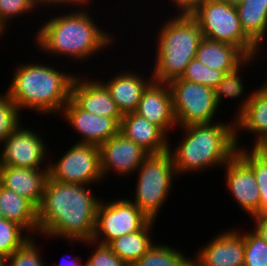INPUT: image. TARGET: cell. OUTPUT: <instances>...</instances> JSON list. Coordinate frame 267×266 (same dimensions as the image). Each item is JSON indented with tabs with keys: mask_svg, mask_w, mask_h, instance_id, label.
<instances>
[{
	"mask_svg": "<svg viewBox=\"0 0 267 266\" xmlns=\"http://www.w3.org/2000/svg\"><path fill=\"white\" fill-rule=\"evenodd\" d=\"M90 186L48 178L37 207L39 237L65 241L92 240L101 198Z\"/></svg>",
	"mask_w": 267,
	"mask_h": 266,
	"instance_id": "cell-1",
	"label": "cell"
},
{
	"mask_svg": "<svg viewBox=\"0 0 267 266\" xmlns=\"http://www.w3.org/2000/svg\"><path fill=\"white\" fill-rule=\"evenodd\" d=\"M70 10H67L69 13L66 11L59 15L55 12L54 16L45 19L46 22L44 21L37 29L33 38L39 47L36 50L39 49L40 52L52 57L62 56L71 58L74 62L76 60L82 62L91 60L92 56L116 43L113 40L115 36L110 34V30L108 33L99 27L87 8L79 7L78 10L75 7Z\"/></svg>",
	"mask_w": 267,
	"mask_h": 266,
	"instance_id": "cell-2",
	"label": "cell"
},
{
	"mask_svg": "<svg viewBox=\"0 0 267 266\" xmlns=\"http://www.w3.org/2000/svg\"><path fill=\"white\" fill-rule=\"evenodd\" d=\"M232 120L179 126L182 134L178 145L170 144V139L168 145L178 177L223 168L237 154L235 119Z\"/></svg>",
	"mask_w": 267,
	"mask_h": 266,
	"instance_id": "cell-3",
	"label": "cell"
},
{
	"mask_svg": "<svg viewBox=\"0 0 267 266\" xmlns=\"http://www.w3.org/2000/svg\"><path fill=\"white\" fill-rule=\"evenodd\" d=\"M16 66L12 81L5 91L9 98L21 112L27 109L36 111L39 116L47 114L52 117L53 114V117H58L70 99L71 84L76 73L63 72L61 68H56L57 65L42 64V61L21 62Z\"/></svg>",
	"mask_w": 267,
	"mask_h": 266,
	"instance_id": "cell-4",
	"label": "cell"
},
{
	"mask_svg": "<svg viewBox=\"0 0 267 266\" xmlns=\"http://www.w3.org/2000/svg\"><path fill=\"white\" fill-rule=\"evenodd\" d=\"M173 15L167 17L156 35L153 81L169 83L181 78L203 38L198 22L191 15Z\"/></svg>",
	"mask_w": 267,
	"mask_h": 266,
	"instance_id": "cell-5",
	"label": "cell"
},
{
	"mask_svg": "<svg viewBox=\"0 0 267 266\" xmlns=\"http://www.w3.org/2000/svg\"><path fill=\"white\" fill-rule=\"evenodd\" d=\"M136 174L138 178L134 198L128 199L147 217L156 221L168 196L171 197L169 194L175 177L178 178L170 152L167 150L163 153L149 154Z\"/></svg>",
	"mask_w": 267,
	"mask_h": 266,
	"instance_id": "cell-6",
	"label": "cell"
},
{
	"mask_svg": "<svg viewBox=\"0 0 267 266\" xmlns=\"http://www.w3.org/2000/svg\"><path fill=\"white\" fill-rule=\"evenodd\" d=\"M191 16L204 38L239 47L248 57L258 55L259 47L242 30L236 6L221 0H201Z\"/></svg>",
	"mask_w": 267,
	"mask_h": 266,
	"instance_id": "cell-7",
	"label": "cell"
},
{
	"mask_svg": "<svg viewBox=\"0 0 267 266\" xmlns=\"http://www.w3.org/2000/svg\"><path fill=\"white\" fill-rule=\"evenodd\" d=\"M168 86L178 126L216 121L219 105L213 88L180 78L172 80Z\"/></svg>",
	"mask_w": 267,
	"mask_h": 266,
	"instance_id": "cell-8",
	"label": "cell"
},
{
	"mask_svg": "<svg viewBox=\"0 0 267 266\" xmlns=\"http://www.w3.org/2000/svg\"><path fill=\"white\" fill-rule=\"evenodd\" d=\"M151 219L127 198L101 199L93 241L109 245L123 235L141 230Z\"/></svg>",
	"mask_w": 267,
	"mask_h": 266,
	"instance_id": "cell-9",
	"label": "cell"
},
{
	"mask_svg": "<svg viewBox=\"0 0 267 266\" xmlns=\"http://www.w3.org/2000/svg\"><path fill=\"white\" fill-rule=\"evenodd\" d=\"M59 160H49V178L61 183L93 186L102 184L100 149L98 146L75 143Z\"/></svg>",
	"mask_w": 267,
	"mask_h": 266,
	"instance_id": "cell-10",
	"label": "cell"
},
{
	"mask_svg": "<svg viewBox=\"0 0 267 266\" xmlns=\"http://www.w3.org/2000/svg\"><path fill=\"white\" fill-rule=\"evenodd\" d=\"M35 131L22 124L11 133L0 146V166L49 169L48 163L44 165L50 152L46 139L39 134V130Z\"/></svg>",
	"mask_w": 267,
	"mask_h": 266,
	"instance_id": "cell-11",
	"label": "cell"
},
{
	"mask_svg": "<svg viewBox=\"0 0 267 266\" xmlns=\"http://www.w3.org/2000/svg\"><path fill=\"white\" fill-rule=\"evenodd\" d=\"M59 116L79 134L77 143L100 146L119 132L122 117H107L89 113L71 97ZM81 137V138H80Z\"/></svg>",
	"mask_w": 267,
	"mask_h": 266,
	"instance_id": "cell-12",
	"label": "cell"
},
{
	"mask_svg": "<svg viewBox=\"0 0 267 266\" xmlns=\"http://www.w3.org/2000/svg\"><path fill=\"white\" fill-rule=\"evenodd\" d=\"M100 170L103 180L113 175L132 176L149 155L141 146L118 132L99 146ZM132 174V175H131Z\"/></svg>",
	"mask_w": 267,
	"mask_h": 266,
	"instance_id": "cell-13",
	"label": "cell"
},
{
	"mask_svg": "<svg viewBox=\"0 0 267 266\" xmlns=\"http://www.w3.org/2000/svg\"><path fill=\"white\" fill-rule=\"evenodd\" d=\"M244 230H222L192 256V266H244Z\"/></svg>",
	"mask_w": 267,
	"mask_h": 266,
	"instance_id": "cell-14",
	"label": "cell"
},
{
	"mask_svg": "<svg viewBox=\"0 0 267 266\" xmlns=\"http://www.w3.org/2000/svg\"><path fill=\"white\" fill-rule=\"evenodd\" d=\"M225 188L250 217L260 214V188L253 171L235 155L223 167Z\"/></svg>",
	"mask_w": 267,
	"mask_h": 266,
	"instance_id": "cell-15",
	"label": "cell"
},
{
	"mask_svg": "<svg viewBox=\"0 0 267 266\" xmlns=\"http://www.w3.org/2000/svg\"><path fill=\"white\" fill-rule=\"evenodd\" d=\"M135 113L159 126L168 136L173 127L178 130L168 83L152 81L144 90Z\"/></svg>",
	"mask_w": 267,
	"mask_h": 266,
	"instance_id": "cell-16",
	"label": "cell"
},
{
	"mask_svg": "<svg viewBox=\"0 0 267 266\" xmlns=\"http://www.w3.org/2000/svg\"><path fill=\"white\" fill-rule=\"evenodd\" d=\"M78 74V75H77ZM71 84V98L84 110L92 114L107 117H122L123 115L112 99L109 90L96 77L77 73ZM80 75V76H79Z\"/></svg>",
	"mask_w": 267,
	"mask_h": 266,
	"instance_id": "cell-17",
	"label": "cell"
},
{
	"mask_svg": "<svg viewBox=\"0 0 267 266\" xmlns=\"http://www.w3.org/2000/svg\"><path fill=\"white\" fill-rule=\"evenodd\" d=\"M254 91V92H253ZM244 110L235 118L236 144L242 148L241 131L255 136L253 147L260 148L267 140V85L253 90ZM240 145V146H239Z\"/></svg>",
	"mask_w": 267,
	"mask_h": 266,
	"instance_id": "cell-18",
	"label": "cell"
},
{
	"mask_svg": "<svg viewBox=\"0 0 267 266\" xmlns=\"http://www.w3.org/2000/svg\"><path fill=\"white\" fill-rule=\"evenodd\" d=\"M141 74L127 69L115 73L106 81L99 79L109 90L122 115L136 111L144 90L153 81L152 73L149 79L147 75Z\"/></svg>",
	"mask_w": 267,
	"mask_h": 266,
	"instance_id": "cell-19",
	"label": "cell"
},
{
	"mask_svg": "<svg viewBox=\"0 0 267 266\" xmlns=\"http://www.w3.org/2000/svg\"><path fill=\"white\" fill-rule=\"evenodd\" d=\"M49 169H29L0 166V184L6 189L27 198L36 207L41 203Z\"/></svg>",
	"mask_w": 267,
	"mask_h": 266,
	"instance_id": "cell-20",
	"label": "cell"
},
{
	"mask_svg": "<svg viewBox=\"0 0 267 266\" xmlns=\"http://www.w3.org/2000/svg\"><path fill=\"white\" fill-rule=\"evenodd\" d=\"M119 132L141 146L149 154L166 152L169 148V138H172L159 126L135 112L122 116Z\"/></svg>",
	"mask_w": 267,
	"mask_h": 266,
	"instance_id": "cell-21",
	"label": "cell"
},
{
	"mask_svg": "<svg viewBox=\"0 0 267 266\" xmlns=\"http://www.w3.org/2000/svg\"><path fill=\"white\" fill-rule=\"evenodd\" d=\"M195 58L211 69L227 73L239 67L248 56L239 47L203 37Z\"/></svg>",
	"mask_w": 267,
	"mask_h": 266,
	"instance_id": "cell-22",
	"label": "cell"
},
{
	"mask_svg": "<svg viewBox=\"0 0 267 266\" xmlns=\"http://www.w3.org/2000/svg\"><path fill=\"white\" fill-rule=\"evenodd\" d=\"M0 209L3 218L22 226L32 237L39 235L37 207L0 184Z\"/></svg>",
	"mask_w": 267,
	"mask_h": 266,
	"instance_id": "cell-23",
	"label": "cell"
},
{
	"mask_svg": "<svg viewBox=\"0 0 267 266\" xmlns=\"http://www.w3.org/2000/svg\"><path fill=\"white\" fill-rule=\"evenodd\" d=\"M236 8L242 30L259 47L258 55H263L267 43V0H243Z\"/></svg>",
	"mask_w": 267,
	"mask_h": 266,
	"instance_id": "cell-24",
	"label": "cell"
},
{
	"mask_svg": "<svg viewBox=\"0 0 267 266\" xmlns=\"http://www.w3.org/2000/svg\"><path fill=\"white\" fill-rule=\"evenodd\" d=\"M156 222L150 220L141 230L123 235L108 246L128 266H132L156 243L151 236Z\"/></svg>",
	"mask_w": 267,
	"mask_h": 266,
	"instance_id": "cell-25",
	"label": "cell"
},
{
	"mask_svg": "<svg viewBox=\"0 0 267 266\" xmlns=\"http://www.w3.org/2000/svg\"><path fill=\"white\" fill-rule=\"evenodd\" d=\"M256 59V60H255ZM253 61V62H252ZM257 61L256 56L248 57L239 67H237L235 70L231 72L225 73L223 76V79L220 81V83L214 88L216 101L219 105V107L222 105V101L225 100V98L238 99L240 98V102L238 104V109L235 112L234 118H236L246 107V104L251 96V93L248 95L246 93L242 70L247 68L248 66H251L254 64V62ZM243 68V69H241ZM243 79V80H242ZM244 96V97H242Z\"/></svg>",
	"mask_w": 267,
	"mask_h": 266,
	"instance_id": "cell-26",
	"label": "cell"
},
{
	"mask_svg": "<svg viewBox=\"0 0 267 266\" xmlns=\"http://www.w3.org/2000/svg\"><path fill=\"white\" fill-rule=\"evenodd\" d=\"M158 242L132 266H192L191 257L182 250Z\"/></svg>",
	"mask_w": 267,
	"mask_h": 266,
	"instance_id": "cell-27",
	"label": "cell"
},
{
	"mask_svg": "<svg viewBox=\"0 0 267 266\" xmlns=\"http://www.w3.org/2000/svg\"><path fill=\"white\" fill-rule=\"evenodd\" d=\"M32 236L19 224L0 219V253L8 257L22 248Z\"/></svg>",
	"mask_w": 267,
	"mask_h": 266,
	"instance_id": "cell-28",
	"label": "cell"
},
{
	"mask_svg": "<svg viewBox=\"0 0 267 266\" xmlns=\"http://www.w3.org/2000/svg\"><path fill=\"white\" fill-rule=\"evenodd\" d=\"M22 112L9 98L8 94L0 93V145L21 125Z\"/></svg>",
	"mask_w": 267,
	"mask_h": 266,
	"instance_id": "cell-29",
	"label": "cell"
},
{
	"mask_svg": "<svg viewBox=\"0 0 267 266\" xmlns=\"http://www.w3.org/2000/svg\"><path fill=\"white\" fill-rule=\"evenodd\" d=\"M236 155L253 171L259 188H267V154L261 148L243 145Z\"/></svg>",
	"mask_w": 267,
	"mask_h": 266,
	"instance_id": "cell-30",
	"label": "cell"
},
{
	"mask_svg": "<svg viewBox=\"0 0 267 266\" xmlns=\"http://www.w3.org/2000/svg\"><path fill=\"white\" fill-rule=\"evenodd\" d=\"M225 73L217 69H211L202 62L194 58L185 68L180 79L202 84L211 88H215L223 79Z\"/></svg>",
	"mask_w": 267,
	"mask_h": 266,
	"instance_id": "cell-31",
	"label": "cell"
},
{
	"mask_svg": "<svg viewBox=\"0 0 267 266\" xmlns=\"http://www.w3.org/2000/svg\"><path fill=\"white\" fill-rule=\"evenodd\" d=\"M244 266H267V243L253 229L244 231Z\"/></svg>",
	"mask_w": 267,
	"mask_h": 266,
	"instance_id": "cell-32",
	"label": "cell"
},
{
	"mask_svg": "<svg viewBox=\"0 0 267 266\" xmlns=\"http://www.w3.org/2000/svg\"><path fill=\"white\" fill-rule=\"evenodd\" d=\"M36 240L37 237H32L22 248L6 257L5 266H46Z\"/></svg>",
	"mask_w": 267,
	"mask_h": 266,
	"instance_id": "cell-33",
	"label": "cell"
},
{
	"mask_svg": "<svg viewBox=\"0 0 267 266\" xmlns=\"http://www.w3.org/2000/svg\"><path fill=\"white\" fill-rule=\"evenodd\" d=\"M37 8L40 10L37 0H0V23L8 30L10 21H14L28 12L31 14Z\"/></svg>",
	"mask_w": 267,
	"mask_h": 266,
	"instance_id": "cell-34",
	"label": "cell"
},
{
	"mask_svg": "<svg viewBox=\"0 0 267 266\" xmlns=\"http://www.w3.org/2000/svg\"><path fill=\"white\" fill-rule=\"evenodd\" d=\"M88 244L94 247V252L84 261V266H128L123 260H121L116 254H114L108 245L97 243L93 240L88 241H68Z\"/></svg>",
	"mask_w": 267,
	"mask_h": 266,
	"instance_id": "cell-35",
	"label": "cell"
},
{
	"mask_svg": "<svg viewBox=\"0 0 267 266\" xmlns=\"http://www.w3.org/2000/svg\"><path fill=\"white\" fill-rule=\"evenodd\" d=\"M92 1L94 0H37L38 6H40V8L47 6V8H51L54 7V9L64 6L65 9L66 8H70L72 6V8H75L76 6L79 8L80 7H85V6H89V4L91 5L92 8ZM60 5V6H59ZM62 5V6H61ZM67 6V7H66Z\"/></svg>",
	"mask_w": 267,
	"mask_h": 266,
	"instance_id": "cell-36",
	"label": "cell"
},
{
	"mask_svg": "<svg viewBox=\"0 0 267 266\" xmlns=\"http://www.w3.org/2000/svg\"><path fill=\"white\" fill-rule=\"evenodd\" d=\"M201 0H169L176 8V15H191L198 7ZM175 5V6H174Z\"/></svg>",
	"mask_w": 267,
	"mask_h": 266,
	"instance_id": "cell-37",
	"label": "cell"
},
{
	"mask_svg": "<svg viewBox=\"0 0 267 266\" xmlns=\"http://www.w3.org/2000/svg\"><path fill=\"white\" fill-rule=\"evenodd\" d=\"M251 219L254 221L253 230L267 243V213L254 215Z\"/></svg>",
	"mask_w": 267,
	"mask_h": 266,
	"instance_id": "cell-38",
	"label": "cell"
},
{
	"mask_svg": "<svg viewBox=\"0 0 267 266\" xmlns=\"http://www.w3.org/2000/svg\"><path fill=\"white\" fill-rule=\"evenodd\" d=\"M260 214L267 213V188L260 189Z\"/></svg>",
	"mask_w": 267,
	"mask_h": 266,
	"instance_id": "cell-39",
	"label": "cell"
},
{
	"mask_svg": "<svg viewBox=\"0 0 267 266\" xmlns=\"http://www.w3.org/2000/svg\"><path fill=\"white\" fill-rule=\"evenodd\" d=\"M67 260V259H66ZM61 261V260H60ZM63 261V260H62ZM67 262V263H66ZM65 263H59V266H84V262L82 261V258L80 259L79 257H73V259H70L68 261H66ZM57 265V266H58Z\"/></svg>",
	"mask_w": 267,
	"mask_h": 266,
	"instance_id": "cell-40",
	"label": "cell"
},
{
	"mask_svg": "<svg viewBox=\"0 0 267 266\" xmlns=\"http://www.w3.org/2000/svg\"><path fill=\"white\" fill-rule=\"evenodd\" d=\"M223 2H227L228 4H231L233 6H237L240 4L243 0H221Z\"/></svg>",
	"mask_w": 267,
	"mask_h": 266,
	"instance_id": "cell-41",
	"label": "cell"
},
{
	"mask_svg": "<svg viewBox=\"0 0 267 266\" xmlns=\"http://www.w3.org/2000/svg\"><path fill=\"white\" fill-rule=\"evenodd\" d=\"M6 257L0 253V266H5Z\"/></svg>",
	"mask_w": 267,
	"mask_h": 266,
	"instance_id": "cell-42",
	"label": "cell"
},
{
	"mask_svg": "<svg viewBox=\"0 0 267 266\" xmlns=\"http://www.w3.org/2000/svg\"><path fill=\"white\" fill-rule=\"evenodd\" d=\"M6 29L4 28V26L0 23V38L2 37V35L4 34V33H6V31H5ZM5 31V32H4Z\"/></svg>",
	"mask_w": 267,
	"mask_h": 266,
	"instance_id": "cell-43",
	"label": "cell"
},
{
	"mask_svg": "<svg viewBox=\"0 0 267 266\" xmlns=\"http://www.w3.org/2000/svg\"><path fill=\"white\" fill-rule=\"evenodd\" d=\"M260 148L267 154V140L264 142V144Z\"/></svg>",
	"mask_w": 267,
	"mask_h": 266,
	"instance_id": "cell-44",
	"label": "cell"
},
{
	"mask_svg": "<svg viewBox=\"0 0 267 266\" xmlns=\"http://www.w3.org/2000/svg\"><path fill=\"white\" fill-rule=\"evenodd\" d=\"M3 218V216H2V212H1V209H0V219H2Z\"/></svg>",
	"mask_w": 267,
	"mask_h": 266,
	"instance_id": "cell-45",
	"label": "cell"
}]
</instances>
